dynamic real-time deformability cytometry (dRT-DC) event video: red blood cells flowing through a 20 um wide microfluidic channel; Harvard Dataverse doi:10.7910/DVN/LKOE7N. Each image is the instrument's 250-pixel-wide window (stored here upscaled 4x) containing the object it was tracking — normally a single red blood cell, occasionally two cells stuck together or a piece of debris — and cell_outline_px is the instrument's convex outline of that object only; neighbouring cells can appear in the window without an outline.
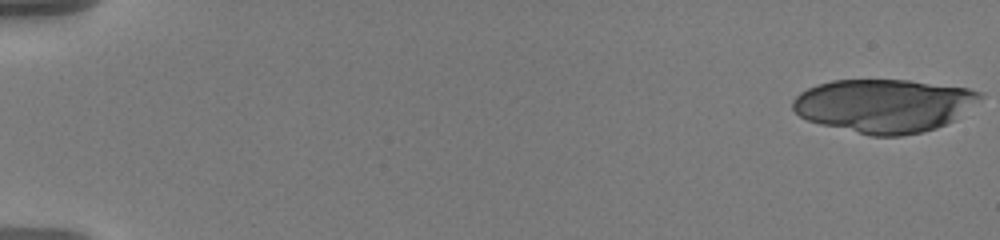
{"species": "human", "species_latin": "Homo sapiens", "temperature_condition": "warm", "stored_images_in_passage": 22, "camera_frame_rate_fps": 3000, "um_per_image_px": 0.085, "donor": {"sex": "male"}, "frame": {"image": 1, "passage_image": 1, "time_ms": 0.0, "image_size_px": [1000, 240], "cell_outline_px": [[984, 96], [952, 120], [936, 128], [924, 132], [900, 136], [872, 136], [820, 124], [808, 120], [800, 116], [792, 108], [792, 100], [800, 92], [816, 84], [832, 80], [908, 80], [968, 88], [984, 92]], "centroid_in_image_um": [75.11, 8.97], "position_along_channel_um": 9.9, "area_um2": 58.09}}